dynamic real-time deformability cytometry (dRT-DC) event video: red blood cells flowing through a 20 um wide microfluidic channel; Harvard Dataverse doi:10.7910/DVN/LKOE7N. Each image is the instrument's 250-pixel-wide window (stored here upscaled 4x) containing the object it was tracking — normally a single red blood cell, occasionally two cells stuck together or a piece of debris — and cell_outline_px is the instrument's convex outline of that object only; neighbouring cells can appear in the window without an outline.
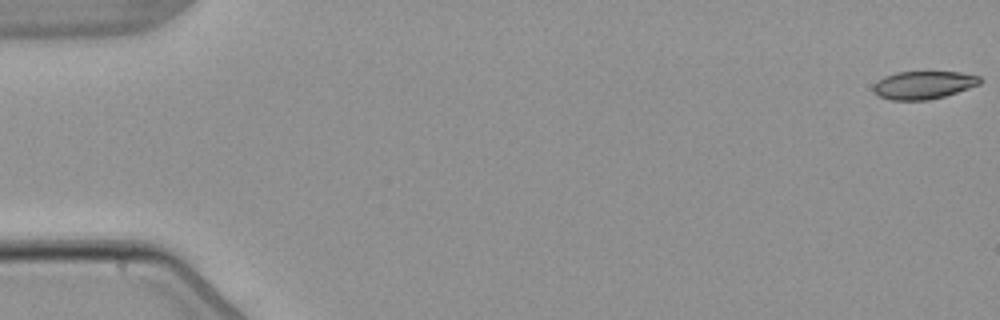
{"species": "common noctule bat (a hibernating species)", "species_latin": "Nyctalus noctula", "temperature_condition": "warm", "stored_images_in_passage": 3, "camera_frame_rate_fps": 3000, "um_per_image_px": 0.085, "animal": {"sex": "male", "body_mass_g": 21.5, "forearm_length_mm": 52.0}, "frame": {"image": 1, "passage_image": 1, "time_ms": 0.0, "image_size_px": [1000, 320], "cell_outline_px": [[980, 84], [944, 96], [928, 100], [892, 100], [880, 96], [872, 88], [884, 76], [896, 72], [960, 72], [980, 76]], "centroid_in_image_um": [78.51, 7.22], "position_along_channel_um": 6.5, "area_um2": 17.05}}